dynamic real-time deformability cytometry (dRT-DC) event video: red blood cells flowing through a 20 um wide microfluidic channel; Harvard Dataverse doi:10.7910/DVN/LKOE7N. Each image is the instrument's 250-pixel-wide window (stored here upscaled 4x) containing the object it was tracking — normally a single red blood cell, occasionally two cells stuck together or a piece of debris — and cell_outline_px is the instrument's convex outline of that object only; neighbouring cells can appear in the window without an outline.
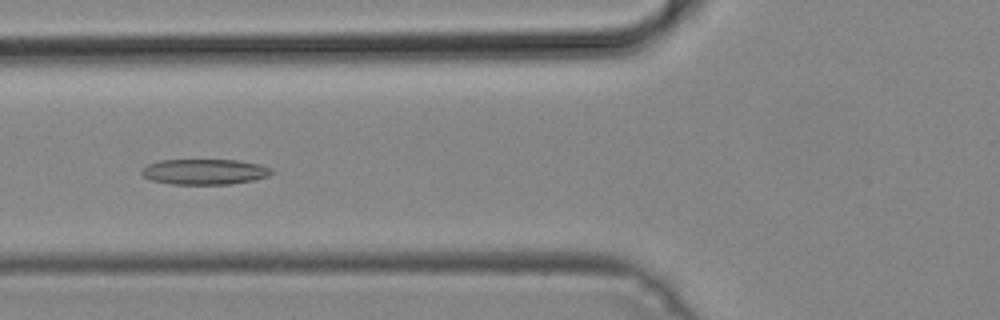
{"species": "common noctule bat (a hibernating species)", "species_latin": "Nyctalus noctula", "temperature_condition": "cold", "stored_images_in_passage": 39, "camera_frame_rate_fps": 3000, "um_per_image_px": 0.085, "animal": {"sex": "male", "body_mass_g": 19.2, "forearm_length_mm": 51.8}, "frame": {"image": 1, "passage_image": 17, "time_ms": 5.333, "image_size_px": [1000, 320], "cell_outline_px": [[276, 172], [268, 176], [252, 180], [228, 184], [172, 184], [152, 180], [144, 176], [140, 172], [148, 164], [160, 160], [236, 160], [260, 164], [272, 168]], "centroid_in_image_um": [17.43, 14.59], "position_along_channel_um": 108.4, "area_um2": 19.25}}
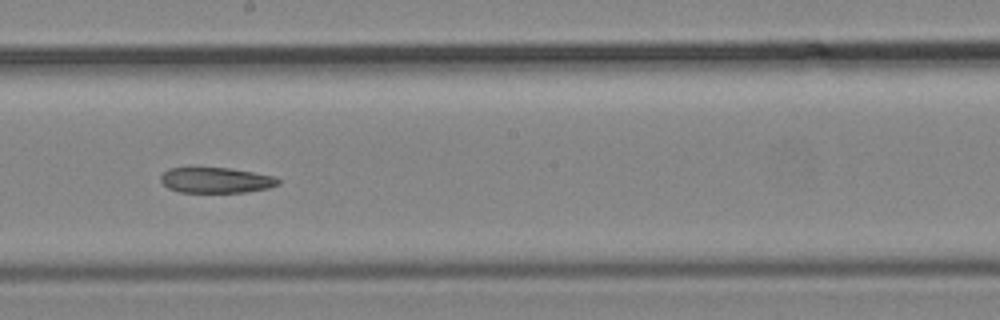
{"frame": {"image": 2, "passage_image": 26, "time_ms": 8.333, "image_size_px": [1000, 320], "cell_outline_px": [[280, 184], [268, 188], [244, 192], [180, 192], [168, 188], [160, 180], [160, 176], [168, 168], [192, 164], [228, 168], [276, 176], [280, 180]], "centroid_in_image_um": [18.29, 15.26], "position_along_channel_um": 229.9, "area_um2": 18.26}}
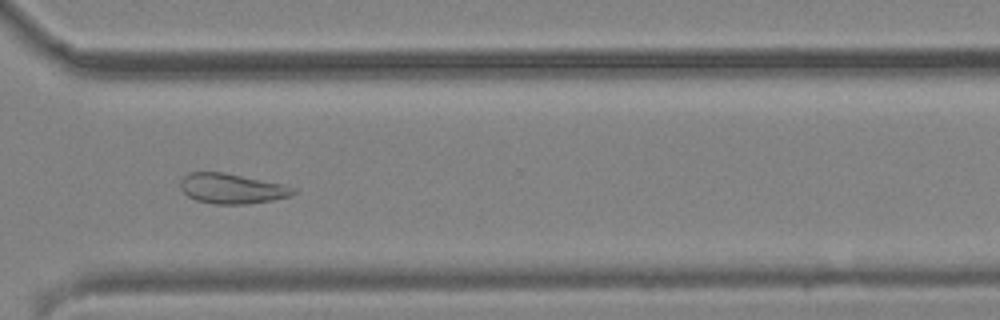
{"frame": {"image": 3, "passage_image": 35, "time_ms": 11.333, "image_size_px": [1000, 320], "cell_outline_px": [[296, 192], [288, 196], [272, 200], [248, 204], [216, 204], [196, 200], [188, 196], [180, 188], [180, 180], [188, 172], [224, 172], [284, 184], [296, 188]], "centroid_in_image_um": [19.7, 16.02], "position_along_channel_um": 350.9, "area_um2": 19.83}}